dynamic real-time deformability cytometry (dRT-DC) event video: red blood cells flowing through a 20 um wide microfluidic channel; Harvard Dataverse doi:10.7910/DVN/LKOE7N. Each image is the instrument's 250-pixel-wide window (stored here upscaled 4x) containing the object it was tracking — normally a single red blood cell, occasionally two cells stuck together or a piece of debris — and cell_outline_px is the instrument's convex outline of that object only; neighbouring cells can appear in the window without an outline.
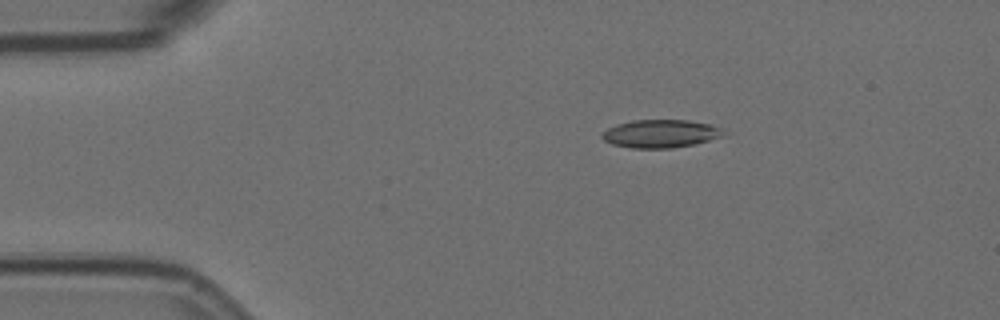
{"species": "Egyptian fruit bat (a non-hibernating species)", "species_latin": "Rousettus aegyptiacus", "temperature_condition": "room temperature", "stored_images_in_passage": 3, "camera_frame_rate_fps": 3000, "um_per_image_px": 0.085, "animal": {"sex": "female"}, "frame": {"image": 1, "passage_image": 2, "time_ms": 0.333, "image_size_px": [1000, 320], "cell_outline_px": [[728, 132], [724, 136], [696, 144], [672, 148], [632, 148], [612, 144], [604, 140], [600, 136], [608, 128], [616, 124], [632, 120], [688, 120], [712, 124]], "centroid_in_image_um": [56.19, 11.36], "position_along_channel_um": 28.8, "area_um2": 20.06}}